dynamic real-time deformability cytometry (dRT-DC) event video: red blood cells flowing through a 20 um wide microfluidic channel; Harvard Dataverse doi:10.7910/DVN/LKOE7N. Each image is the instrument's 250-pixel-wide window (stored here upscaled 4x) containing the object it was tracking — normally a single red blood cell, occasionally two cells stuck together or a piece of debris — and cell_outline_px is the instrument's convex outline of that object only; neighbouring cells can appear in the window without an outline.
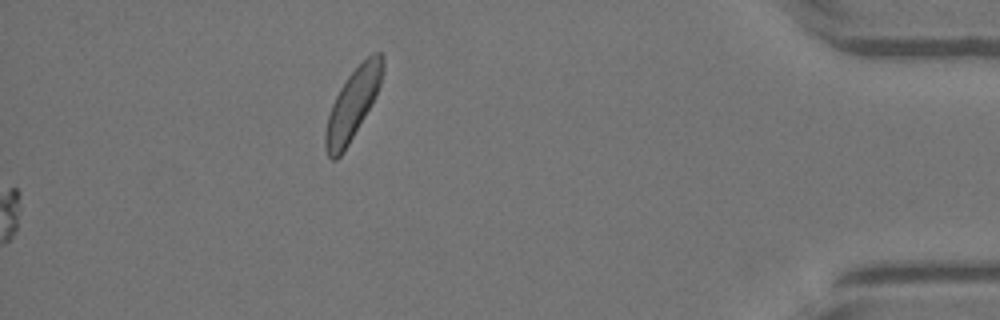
{"species": "Egyptian fruit bat (a non-hibernating species)", "species_latin": "Rousettus aegyptiacus", "temperature_condition": "warm", "stored_images_in_passage": 43, "camera_frame_rate_fps": 3000, "um_per_image_px": 0.085, "animal": {"sex": "female"}, "frame": {"image": 1, "passage_image": 43, "time_ms": 14.0, "image_size_px": [1000, 320], "cell_outline_px": [[384, 72], [380, 84], [364, 116], [344, 152], [336, 160], [332, 160], [328, 156], [324, 148], [324, 132], [328, 116], [332, 104], [340, 88], [348, 76], [372, 52], [380, 52], [384, 56]], "centroid_in_image_um": [29.95, 8.87], "position_along_channel_um": 405.2, "area_um2": 23.06}}